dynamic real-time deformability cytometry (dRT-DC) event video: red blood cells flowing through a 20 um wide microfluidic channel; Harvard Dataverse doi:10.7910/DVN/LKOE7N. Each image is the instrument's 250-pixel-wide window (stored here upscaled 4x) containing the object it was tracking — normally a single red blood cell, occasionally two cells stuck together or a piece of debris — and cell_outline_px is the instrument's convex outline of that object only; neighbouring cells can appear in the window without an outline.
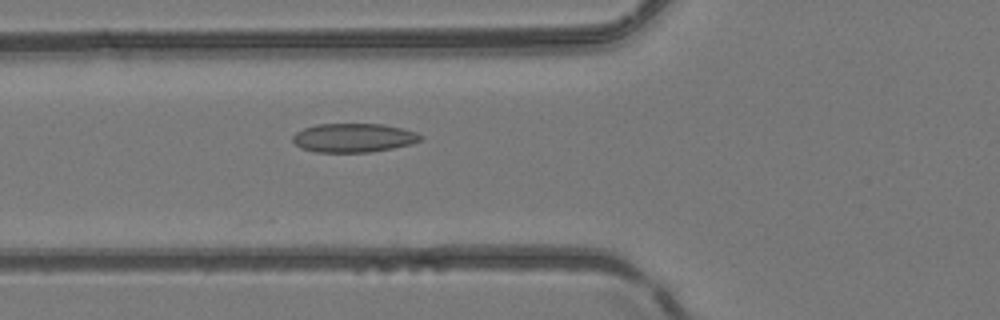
{"species": "common noctule bat (a hibernating species)", "species_latin": "Nyctalus noctula", "temperature_condition": "room temperature", "stored_images_in_passage": 10, "camera_frame_rate_fps": 3000, "um_per_image_px": 0.085, "animal": {"sex": "female", "body_mass_g": 24.6, "forearm_length_mm": 56.2}, "frame": {"image": 1, "passage_image": 4, "time_ms": 1.0, "image_size_px": [1000, 320], "cell_outline_px": [[424, 136], [420, 140], [412, 144], [392, 148], [368, 152], [316, 152], [300, 148], [292, 140], [292, 136], [296, 132], [304, 128], [316, 124], [384, 124], [404, 128], [416, 132]], "centroid_in_image_um": [30.06, 11.71], "position_along_channel_um": 95.7, "area_um2": 21.62}}
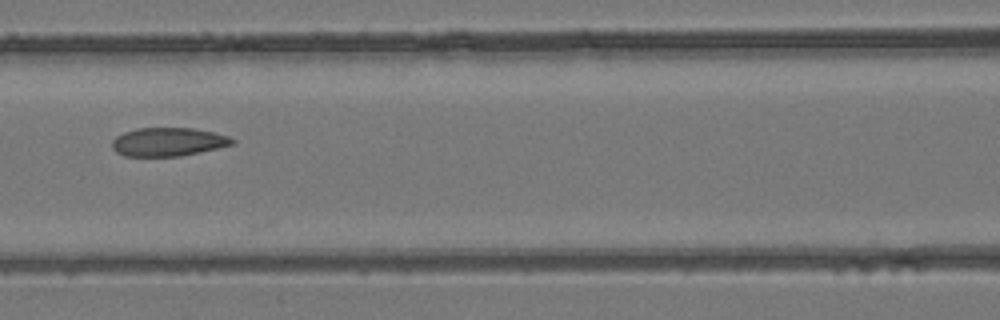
{"frame": {"image": 2, "passage_image": 8, "time_ms": 2.333, "image_size_px": [1000, 320], "cell_outline_px": [[236, 144], [200, 152], [180, 156], [124, 156], [116, 152], [112, 148], [112, 140], [116, 136], [124, 132], [136, 128], [192, 128], [212, 132], [228, 136], [236, 140]], "centroid_in_image_um": [14.29, 12.06], "position_along_channel_um": 152.3, "area_um2": 20.06}}